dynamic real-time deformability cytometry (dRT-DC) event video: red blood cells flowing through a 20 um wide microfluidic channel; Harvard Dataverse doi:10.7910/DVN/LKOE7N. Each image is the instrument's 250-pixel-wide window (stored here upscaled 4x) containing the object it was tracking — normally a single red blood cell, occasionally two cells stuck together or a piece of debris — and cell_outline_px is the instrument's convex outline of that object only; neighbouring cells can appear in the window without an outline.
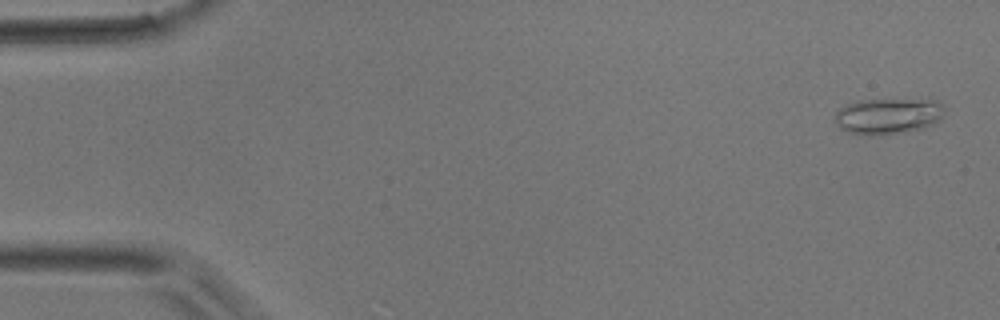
{"species": "common noctule bat (a hibernating species)", "species_latin": "Nyctalus noctula", "temperature_condition": "room temperature", "stored_images_in_passage": 48, "camera_frame_rate_fps": 3000, "um_per_image_px": 0.085, "animal": {"sex": "male", "body_mass_g": 17.9}, "frame": {"image": 1, "passage_image": 2, "time_ms": 0.333, "image_size_px": [1000, 320], "cell_outline_px": [[944, 108], [940, 120], [924, 128], [904, 132], [880, 136], [864, 136], [848, 132], [840, 128], [836, 124], [836, 112], [840, 108], [856, 100], [928, 96], [944, 104]], "centroid_in_image_um": [75.55, 9.81], "position_along_channel_um": 9.4, "area_um2": 24.28}}
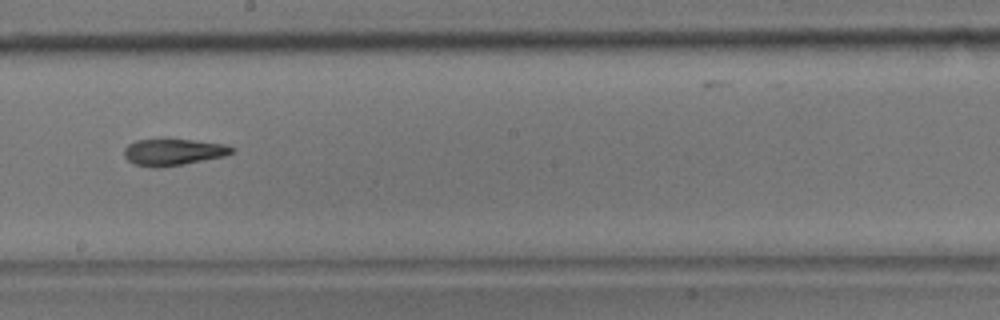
{"frame": {"image": 2, "passage_image": 27, "time_ms": 8.667, "image_size_px": [1000, 320], "cell_outline_px": [[236, 152], [224, 156], [184, 164], [156, 168], [152, 168], [136, 164], [128, 160], [124, 156], [124, 148], [128, 144], [136, 140], [192, 140], [224, 144], [236, 148]], "centroid_in_image_um": [14.75, 12.93], "position_along_channel_um": 233.5, "area_um2": 16.59}}
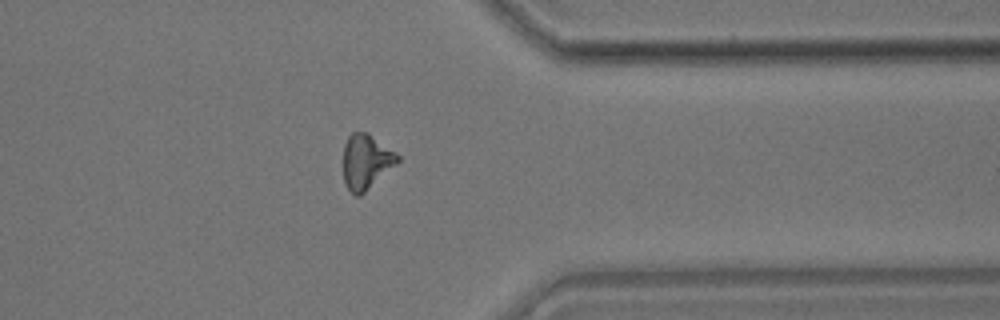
{"frame": {"image": 3, "passage_image": 38, "time_ms": 12.333, "image_size_px": [1000, 320], "cell_outline_px": [[400, 160], [396, 164], [360, 196], [356, 196], [344, 184], [344, 144], [348, 136], [352, 132], [368, 132], [396, 152], [400, 156]], "centroid_in_image_um": [31.12, 13.72], "position_along_channel_um": 380.3, "area_um2": 17.28}}